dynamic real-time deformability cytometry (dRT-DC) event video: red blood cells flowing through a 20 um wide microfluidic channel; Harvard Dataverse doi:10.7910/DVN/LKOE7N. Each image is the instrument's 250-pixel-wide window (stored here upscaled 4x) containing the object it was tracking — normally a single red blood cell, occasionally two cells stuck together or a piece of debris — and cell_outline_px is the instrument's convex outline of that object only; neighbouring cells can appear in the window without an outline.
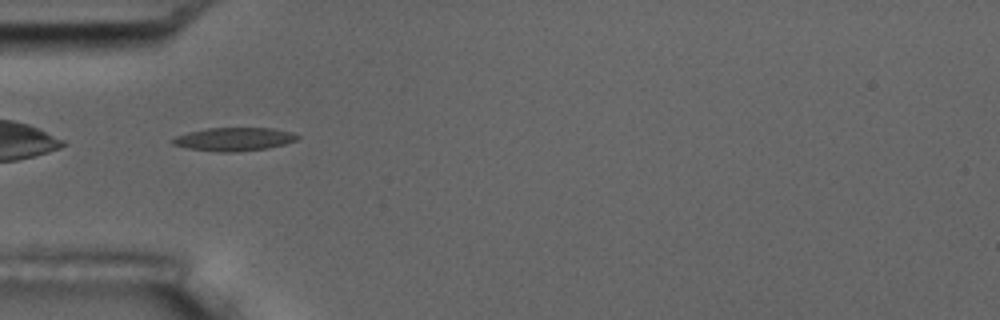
{"species": "common noctule bat (a hibernating species)", "species_latin": "Nyctalus noctula", "temperature_condition": "room temperature", "stored_images_in_passage": 17, "camera_frame_rate_fps": 3000, "um_per_image_px": 0.085, "animal": {"sex": "male", "body_mass_g": 17.5, "forearm_length_mm": 52.3}, "frame": {"image": 1, "passage_image": 6, "time_ms": 5.667, "image_size_px": [1000, 320], "cell_outline_px": [[300, 136], [296, 140], [284, 144], [268, 148], [236, 152], [220, 152], [188, 148], [172, 144], [172, 140], [176, 136], [188, 132], [208, 128], [272, 128], [292, 132]], "centroid_in_image_um": [19.91, 11.83], "position_along_channel_um": 65.1, "area_um2": 16.88}}
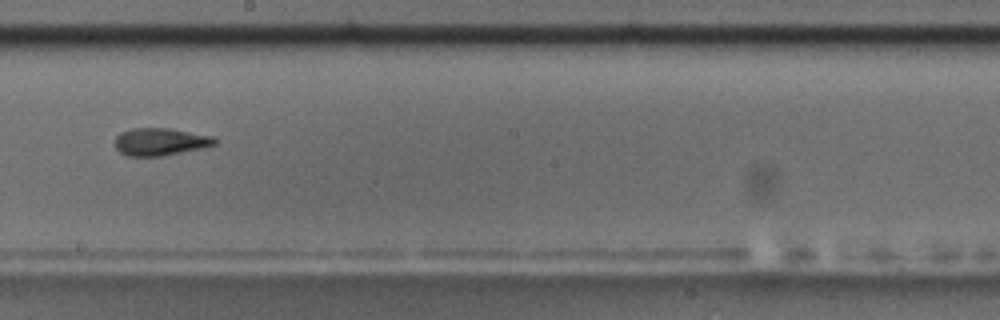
{"frame": {"image": 2, "passage_image": 10, "time_ms": 10.333, "image_size_px": [1000, 320], "cell_outline_px": [[220, 140], [216, 144], [204, 148], [160, 156], [128, 156], [120, 152], [116, 148], [116, 136], [120, 132], [132, 128], [168, 128], [216, 136]], "centroid_in_image_um": [13.69, 12.04], "position_along_channel_um": 234.5, "area_um2": 16.18}}
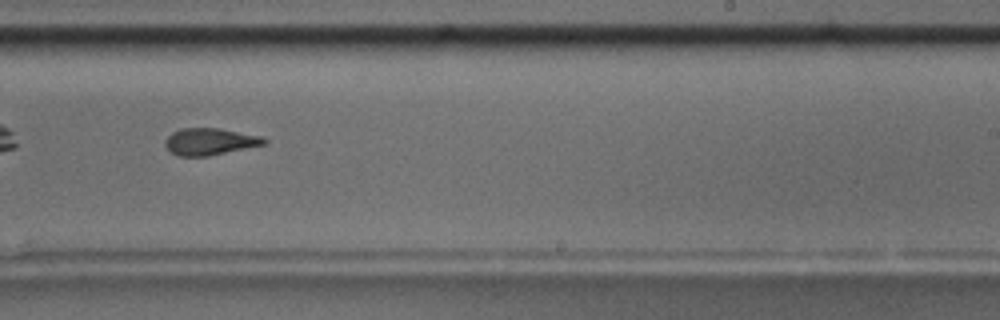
{"frame": {"image": 3, "passage_image": 11, "time_ms": 11.333, "image_size_px": [1000, 320], "cell_outline_px": [[268, 140], [264, 144], [208, 156], [176, 156], [168, 152], [164, 144], [164, 140], [172, 132], [180, 128], [220, 128], [264, 136]], "centroid_in_image_um": [17.8, 12.03], "position_along_channel_um": 271.2, "area_um2": 15.72}, "authors_computed_cell_mechanics": {"area_um2": 16.8776, "velocity_mm_per_s": 3.6608, "shape_relaxation_time_tau1_ms": 6.1238, "shape_relaxation_time_tau2_ms": 3.1225, "deformation_change_tau1": 0.1847, "deformation_change_tau2": 0.1012}}